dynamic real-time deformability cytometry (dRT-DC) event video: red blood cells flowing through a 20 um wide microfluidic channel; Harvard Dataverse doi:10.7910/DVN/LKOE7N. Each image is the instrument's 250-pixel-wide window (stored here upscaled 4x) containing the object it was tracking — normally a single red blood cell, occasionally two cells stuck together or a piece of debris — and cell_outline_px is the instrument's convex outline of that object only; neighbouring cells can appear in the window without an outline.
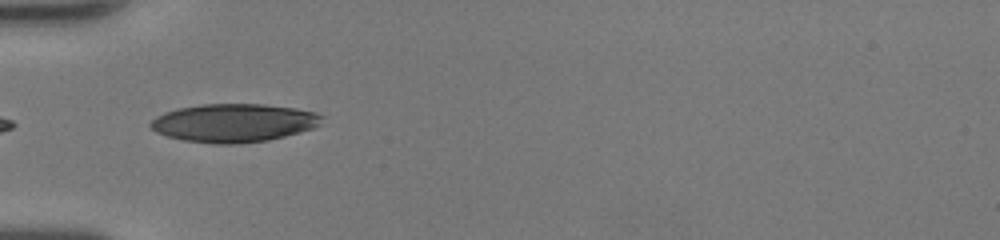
{"species": "human", "species_latin": "Homo sapiens", "temperature_condition": "room temperature", "stored_images_in_passage": 21, "camera_frame_rate_fps": 3000, "um_per_image_px": 0.085, "donor": {"sex": "female"}, "frame": {"image": 1, "passage_image": 1, "time_ms": 0.0, "image_size_px": [1000, 240], "cell_outline_px": [[324, 116], [320, 124], [312, 128], [284, 136], [268, 140], [240, 144], [212, 144], [184, 140], [168, 136], [156, 132], [148, 124], [156, 116], [164, 112], [176, 108], [204, 104], [264, 104], [296, 108], [316, 112]], "centroid_in_image_um": [19.86, 10.44], "position_along_channel_um": 65.1, "area_um2": 38.38}}